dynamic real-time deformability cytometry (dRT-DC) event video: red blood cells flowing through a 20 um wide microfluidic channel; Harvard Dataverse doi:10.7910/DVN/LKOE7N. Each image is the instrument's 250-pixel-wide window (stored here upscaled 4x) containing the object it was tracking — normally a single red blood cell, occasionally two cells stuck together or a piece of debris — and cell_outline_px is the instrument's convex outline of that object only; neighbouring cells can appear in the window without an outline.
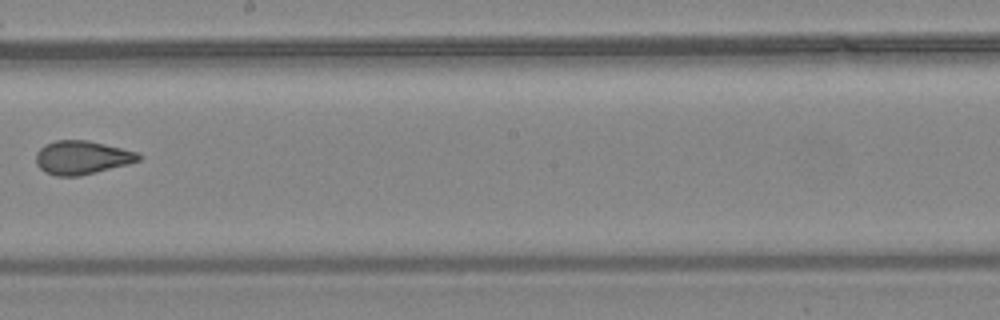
{"species": "common noctule bat (a hibernating species)", "species_latin": "Nyctalus noctula", "temperature_condition": "warm", "stored_images_in_passage": 9, "camera_frame_rate_fps": 3000, "um_per_image_px": 0.085, "animal": {"sex": "female", "body_mass_g": 24.6, "forearm_length_mm": 56.2}, "frame": {"image": 1, "passage_image": 9, "time_ms": 2.667, "image_size_px": [1000, 320], "cell_outline_px": [[144, 156], [140, 160], [128, 164], [80, 176], [56, 176], [44, 172], [36, 164], [36, 152], [44, 144], [56, 140], [88, 140], [136, 152]], "centroid_in_image_um": [6.94, 13.39], "position_along_channel_um": 241.3, "area_um2": 20.11}}